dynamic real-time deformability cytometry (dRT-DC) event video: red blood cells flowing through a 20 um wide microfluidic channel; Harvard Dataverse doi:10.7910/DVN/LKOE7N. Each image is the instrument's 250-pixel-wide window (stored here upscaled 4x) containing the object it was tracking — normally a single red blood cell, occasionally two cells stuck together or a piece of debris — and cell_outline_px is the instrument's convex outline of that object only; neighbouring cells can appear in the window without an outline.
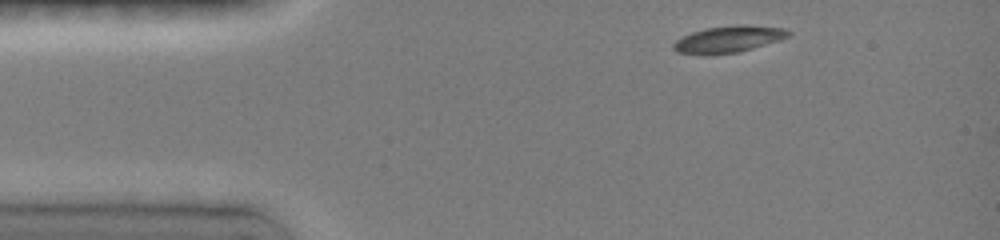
{"species": "common noctule bat (a hibernating species)", "species_latin": "Nyctalus noctula", "temperature_condition": "room temperature", "stored_images_in_passage": 5, "segment_of_instrument_passage": [1, 2], "camera_frame_rate_fps": 3000, "um_per_image_px": 0.085, "animal": {"sex": "female", "body_mass_g": 19.0, "forearm_length_mm": 51.5}, "frame": {"image": 1, "passage_image": 1, "time_ms": 0.0, "image_size_px": [1000, 240], "cell_outline_px": [[792, 32], [788, 36], [740, 52], [680, 52], [672, 48], [672, 44], [676, 40], [692, 32], [704, 28], [736, 24], [744, 24], [784, 28]], "centroid_in_image_um": [61.96, 3.27], "position_along_channel_um": 23.0, "area_um2": 17.05}}